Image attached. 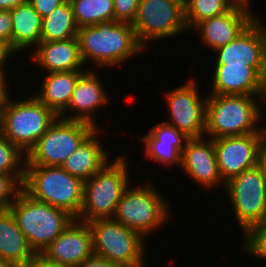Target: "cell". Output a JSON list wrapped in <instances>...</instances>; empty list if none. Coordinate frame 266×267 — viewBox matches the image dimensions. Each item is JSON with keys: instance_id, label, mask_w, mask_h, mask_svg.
Wrapping results in <instances>:
<instances>
[{"instance_id": "37", "label": "cell", "mask_w": 266, "mask_h": 267, "mask_svg": "<svg viewBox=\"0 0 266 267\" xmlns=\"http://www.w3.org/2000/svg\"><path fill=\"white\" fill-rule=\"evenodd\" d=\"M16 52L5 42H0V78H6L5 65ZM13 54V55H12Z\"/></svg>"}, {"instance_id": "42", "label": "cell", "mask_w": 266, "mask_h": 267, "mask_svg": "<svg viewBox=\"0 0 266 267\" xmlns=\"http://www.w3.org/2000/svg\"><path fill=\"white\" fill-rule=\"evenodd\" d=\"M234 5L245 7L249 9L250 0H231Z\"/></svg>"}, {"instance_id": "23", "label": "cell", "mask_w": 266, "mask_h": 267, "mask_svg": "<svg viewBox=\"0 0 266 267\" xmlns=\"http://www.w3.org/2000/svg\"><path fill=\"white\" fill-rule=\"evenodd\" d=\"M84 72L85 70L47 73L41 91L34 96L60 116L68 108L74 87Z\"/></svg>"}, {"instance_id": "8", "label": "cell", "mask_w": 266, "mask_h": 267, "mask_svg": "<svg viewBox=\"0 0 266 267\" xmlns=\"http://www.w3.org/2000/svg\"><path fill=\"white\" fill-rule=\"evenodd\" d=\"M92 231L93 254L121 267H145V239L112 218L88 222ZM144 257V258H143Z\"/></svg>"}, {"instance_id": "1", "label": "cell", "mask_w": 266, "mask_h": 267, "mask_svg": "<svg viewBox=\"0 0 266 267\" xmlns=\"http://www.w3.org/2000/svg\"><path fill=\"white\" fill-rule=\"evenodd\" d=\"M77 37L84 65L91 59L96 67H115L144 50L132 24L115 20L80 27Z\"/></svg>"}, {"instance_id": "36", "label": "cell", "mask_w": 266, "mask_h": 267, "mask_svg": "<svg viewBox=\"0 0 266 267\" xmlns=\"http://www.w3.org/2000/svg\"><path fill=\"white\" fill-rule=\"evenodd\" d=\"M262 126L261 137L259 140L257 166L261 173L266 177V127Z\"/></svg>"}, {"instance_id": "2", "label": "cell", "mask_w": 266, "mask_h": 267, "mask_svg": "<svg viewBox=\"0 0 266 267\" xmlns=\"http://www.w3.org/2000/svg\"><path fill=\"white\" fill-rule=\"evenodd\" d=\"M255 97L258 99H255ZM263 96L209 94L206 103V137L210 139L261 133ZM258 125V127H257Z\"/></svg>"}, {"instance_id": "41", "label": "cell", "mask_w": 266, "mask_h": 267, "mask_svg": "<svg viewBox=\"0 0 266 267\" xmlns=\"http://www.w3.org/2000/svg\"><path fill=\"white\" fill-rule=\"evenodd\" d=\"M0 267H22V265L15 262L3 260L0 258Z\"/></svg>"}, {"instance_id": "38", "label": "cell", "mask_w": 266, "mask_h": 267, "mask_svg": "<svg viewBox=\"0 0 266 267\" xmlns=\"http://www.w3.org/2000/svg\"><path fill=\"white\" fill-rule=\"evenodd\" d=\"M6 78H0V129H1V122H2V116H3V109L5 106V103L9 97V91L7 90V83Z\"/></svg>"}, {"instance_id": "19", "label": "cell", "mask_w": 266, "mask_h": 267, "mask_svg": "<svg viewBox=\"0 0 266 267\" xmlns=\"http://www.w3.org/2000/svg\"><path fill=\"white\" fill-rule=\"evenodd\" d=\"M92 70V71H91ZM87 70L79 77L68 108L59 116L66 120L82 121L98 128L93 112L103 105L108 104L107 91L98 78L96 71ZM75 111L76 114L66 116L68 110Z\"/></svg>"}, {"instance_id": "11", "label": "cell", "mask_w": 266, "mask_h": 267, "mask_svg": "<svg viewBox=\"0 0 266 267\" xmlns=\"http://www.w3.org/2000/svg\"><path fill=\"white\" fill-rule=\"evenodd\" d=\"M132 26L143 48L150 40L153 42L188 31L184 0H140Z\"/></svg>"}, {"instance_id": "31", "label": "cell", "mask_w": 266, "mask_h": 267, "mask_svg": "<svg viewBox=\"0 0 266 267\" xmlns=\"http://www.w3.org/2000/svg\"><path fill=\"white\" fill-rule=\"evenodd\" d=\"M243 236V251L255 257L266 259V222L252 226Z\"/></svg>"}, {"instance_id": "7", "label": "cell", "mask_w": 266, "mask_h": 267, "mask_svg": "<svg viewBox=\"0 0 266 267\" xmlns=\"http://www.w3.org/2000/svg\"><path fill=\"white\" fill-rule=\"evenodd\" d=\"M147 182L132 189L128 186L112 217L144 238L171 218L167 200L161 197L154 184Z\"/></svg>"}, {"instance_id": "12", "label": "cell", "mask_w": 266, "mask_h": 267, "mask_svg": "<svg viewBox=\"0 0 266 267\" xmlns=\"http://www.w3.org/2000/svg\"><path fill=\"white\" fill-rule=\"evenodd\" d=\"M167 92V109L170 120L164 122L172 125L187 138H202L206 130V103L194 79Z\"/></svg>"}, {"instance_id": "30", "label": "cell", "mask_w": 266, "mask_h": 267, "mask_svg": "<svg viewBox=\"0 0 266 267\" xmlns=\"http://www.w3.org/2000/svg\"><path fill=\"white\" fill-rule=\"evenodd\" d=\"M24 174L0 173V211L9 207L23 190Z\"/></svg>"}, {"instance_id": "18", "label": "cell", "mask_w": 266, "mask_h": 267, "mask_svg": "<svg viewBox=\"0 0 266 267\" xmlns=\"http://www.w3.org/2000/svg\"><path fill=\"white\" fill-rule=\"evenodd\" d=\"M211 94L263 96L266 68L215 64Z\"/></svg>"}, {"instance_id": "16", "label": "cell", "mask_w": 266, "mask_h": 267, "mask_svg": "<svg viewBox=\"0 0 266 267\" xmlns=\"http://www.w3.org/2000/svg\"><path fill=\"white\" fill-rule=\"evenodd\" d=\"M256 18L250 9L235 5L226 13L201 21L192 32L197 31L201 43L215 51L233 41Z\"/></svg>"}, {"instance_id": "34", "label": "cell", "mask_w": 266, "mask_h": 267, "mask_svg": "<svg viewBox=\"0 0 266 267\" xmlns=\"http://www.w3.org/2000/svg\"><path fill=\"white\" fill-rule=\"evenodd\" d=\"M38 12L41 18L49 15L59 5L64 3L66 0H27Z\"/></svg>"}, {"instance_id": "27", "label": "cell", "mask_w": 266, "mask_h": 267, "mask_svg": "<svg viewBox=\"0 0 266 267\" xmlns=\"http://www.w3.org/2000/svg\"><path fill=\"white\" fill-rule=\"evenodd\" d=\"M78 27L115 20L113 0H69Z\"/></svg>"}, {"instance_id": "29", "label": "cell", "mask_w": 266, "mask_h": 267, "mask_svg": "<svg viewBox=\"0 0 266 267\" xmlns=\"http://www.w3.org/2000/svg\"><path fill=\"white\" fill-rule=\"evenodd\" d=\"M25 157L16 145L0 133V173L24 174Z\"/></svg>"}, {"instance_id": "40", "label": "cell", "mask_w": 266, "mask_h": 267, "mask_svg": "<svg viewBox=\"0 0 266 267\" xmlns=\"http://www.w3.org/2000/svg\"><path fill=\"white\" fill-rule=\"evenodd\" d=\"M27 0H0V10H12Z\"/></svg>"}, {"instance_id": "6", "label": "cell", "mask_w": 266, "mask_h": 267, "mask_svg": "<svg viewBox=\"0 0 266 267\" xmlns=\"http://www.w3.org/2000/svg\"><path fill=\"white\" fill-rule=\"evenodd\" d=\"M10 97L3 109L0 133L26 155L58 116L35 96L16 101Z\"/></svg>"}, {"instance_id": "5", "label": "cell", "mask_w": 266, "mask_h": 267, "mask_svg": "<svg viewBox=\"0 0 266 267\" xmlns=\"http://www.w3.org/2000/svg\"><path fill=\"white\" fill-rule=\"evenodd\" d=\"M127 162L126 157L118 156L84 182L83 205L77 220L90 222L113 217L130 185Z\"/></svg>"}, {"instance_id": "25", "label": "cell", "mask_w": 266, "mask_h": 267, "mask_svg": "<svg viewBox=\"0 0 266 267\" xmlns=\"http://www.w3.org/2000/svg\"><path fill=\"white\" fill-rule=\"evenodd\" d=\"M36 255L11 211H0V258L24 265Z\"/></svg>"}, {"instance_id": "26", "label": "cell", "mask_w": 266, "mask_h": 267, "mask_svg": "<svg viewBox=\"0 0 266 267\" xmlns=\"http://www.w3.org/2000/svg\"><path fill=\"white\" fill-rule=\"evenodd\" d=\"M78 30L71 4L66 0L42 18L40 41L68 40L77 37Z\"/></svg>"}, {"instance_id": "17", "label": "cell", "mask_w": 266, "mask_h": 267, "mask_svg": "<svg viewBox=\"0 0 266 267\" xmlns=\"http://www.w3.org/2000/svg\"><path fill=\"white\" fill-rule=\"evenodd\" d=\"M192 138L186 141L181 153L182 171L204 188L221 184L225 188L217 165L213 139Z\"/></svg>"}, {"instance_id": "32", "label": "cell", "mask_w": 266, "mask_h": 267, "mask_svg": "<svg viewBox=\"0 0 266 267\" xmlns=\"http://www.w3.org/2000/svg\"><path fill=\"white\" fill-rule=\"evenodd\" d=\"M115 21L132 24L135 21L140 0H113Z\"/></svg>"}, {"instance_id": "35", "label": "cell", "mask_w": 266, "mask_h": 267, "mask_svg": "<svg viewBox=\"0 0 266 267\" xmlns=\"http://www.w3.org/2000/svg\"><path fill=\"white\" fill-rule=\"evenodd\" d=\"M76 267H121V266L107 260L104 257L93 254L90 258L85 259Z\"/></svg>"}, {"instance_id": "9", "label": "cell", "mask_w": 266, "mask_h": 267, "mask_svg": "<svg viewBox=\"0 0 266 267\" xmlns=\"http://www.w3.org/2000/svg\"><path fill=\"white\" fill-rule=\"evenodd\" d=\"M95 129L89 123L58 116L26 154L25 166H62Z\"/></svg>"}, {"instance_id": "24", "label": "cell", "mask_w": 266, "mask_h": 267, "mask_svg": "<svg viewBox=\"0 0 266 267\" xmlns=\"http://www.w3.org/2000/svg\"><path fill=\"white\" fill-rule=\"evenodd\" d=\"M11 48L16 52L36 47L41 39L42 18L29 1L10 10ZM32 46V47H31Z\"/></svg>"}, {"instance_id": "28", "label": "cell", "mask_w": 266, "mask_h": 267, "mask_svg": "<svg viewBox=\"0 0 266 267\" xmlns=\"http://www.w3.org/2000/svg\"><path fill=\"white\" fill-rule=\"evenodd\" d=\"M231 0H184V18L188 30L201 21L230 11Z\"/></svg>"}, {"instance_id": "22", "label": "cell", "mask_w": 266, "mask_h": 267, "mask_svg": "<svg viewBox=\"0 0 266 267\" xmlns=\"http://www.w3.org/2000/svg\"><path fill=\"white\" fill-rule=\"evenodd\" d=\"M98 131L101 130L95 129L61 166L68 174L84 182L110 162L108 158L112 152L102 148V142L97 137Z\"/></svg>"}, {"instance_id": "21", "label": "cell", "mask_w": 266, "mask_h": 267, "mask_svg": "<svg viewBox=\"0 0 266 267\" xmlns=\"http://www.w3.org/2000/svg\"><path fill=\"white\" fill-rule=\"evenodd\" d=\"M32 58L47 73L85 70L80 56L79 40L40 41L34 48Z\"/></svg>"}, {"instance_id": "13", "label": "cell", "mask_w": 266, "mask_h": 267, "mask_svg": "<svg viewBox=\"0 0 266 267\" xmlns=\"http://www.w3.org/2000/svg\"><path fill=\"white\" fill-rule=\"evenodd\" d=\"M261 133L213 140L220 176L224 183L257 165Z\"/></svg>"}, {"instance_id": "3", "label": "cell", "mask_w": 266, "mask_h": 267, "mask_svg": "<svg viewBox=\"0 0 266 267\" xmlns=\"http://www.w3.org/2000/svg\"><path fill=\"white\" fill-rule=\"evenodd\" d=\"M23 191L77 219L83 205L84 181L61 166H25Z\"/></svg>"}, {"instance_id": "20", "label": "cell", "mask_w": 266, "mask_h": 267, "mask_svg": "<svg viewBox=\"0 0 266 267\" xmlns=\"http://www.w3.org/2000/svg\"><path fill=\"white\" fill-rule=\"evenodd\" d=\"M140 141L145 143V155L153 161L171 167L174 164L181 166V153L184 150L187 138L172 125L161 120L152 126Z\"/></svg>"}, {"instance_id": "4", "label": "cell", "mask_w": 266, "mask_h": 267, "mask_svg": "<svg viewBox=\"0 0 266 267\" xmlns=\"http://www.w3.org/2000/svg\"><path fill=\"white\" fill-rule=\"evenodd\" d=\"M29 246L40 255L75 219L65 210L37 201L23 190L9 207Z\"/></svg>"}, {"instance_id": "43", "label": "cell", "mask_w": 266, "mask_h": 267, "mask_svg": "<svg viewBox=\"0 0 266 267\" xmlns=\"http://www.w3.org/2000/svg\"><path fill=\"white\" fill-rule=\"evenodd\" d=\"M262 99H263L262 102L266 103V75H265V78H264V93H263Z\"/></svg>"}, {"instance_id": "39", "label": "cell", "mask_w": 266, "mask_h": 267, "mask_svg": "<svg viewBox=\"0 0 266 267\" xmlns=\"http://www.w3.org/2000/svg\"><path fill=\"white\" fill-rule=\"evenodd\" d=\"M22 267H59L54 263L46 261L41 255H36L28 263L22 265Z\"/></svg>"}, {"instance_id": "10", "label": "cell", "mask_w": 266, "mask_h": 267, "mask_svg": "<svg viewBox=\"0 0 266 267\" xmlns=\"http://www.w3.org/2000/svg\"><path fill=\"white\" fill-rule=\"evenodd\" d=\"M225 191L243 235L266 222V177L257 165L226 182Z\"/></svg>"}, {"instance_id": "14", "label": "cell", "mask_w": 266, "mask_h": 267, "mask_svg": "<svg viewBox=\"0 0 266 267\" xmlns=\"http://www.w3.org/2000/svg\"><path fill=\"white\" fill-rule=\"evenodd\" d=\"M266 24L256 18L233 41L215 50L216 64L266 68Z\"/></svg>"}, {"instance_id": "15", "label": "cell", "mask_w": 266, "mask_h": 267, "mask_svg": "<svg viewBox=\"0 0 266 267\" xmlns=\"http://www.w3.org/2000/svg\"><path fill=\"white\" fill-rule=\"evenodd\" d=\"M59 267H76L93 255L92 231L88 222L74 219L40 254Z\"/></svg>"}, {"instance_id": "33", "label": "cell", "mask_w": 266, "mask_h": 267, "mask_svg": "<svg viewBox=\"0 0 266 267\" xmlns=\"http://www.w3.org/2000/svg\"><path fill=\"white\" fill-rule=\"evenodd\" d=\"M12 16L10 10H0V42L11 47Z\"/></svg>"}]
</instances>
